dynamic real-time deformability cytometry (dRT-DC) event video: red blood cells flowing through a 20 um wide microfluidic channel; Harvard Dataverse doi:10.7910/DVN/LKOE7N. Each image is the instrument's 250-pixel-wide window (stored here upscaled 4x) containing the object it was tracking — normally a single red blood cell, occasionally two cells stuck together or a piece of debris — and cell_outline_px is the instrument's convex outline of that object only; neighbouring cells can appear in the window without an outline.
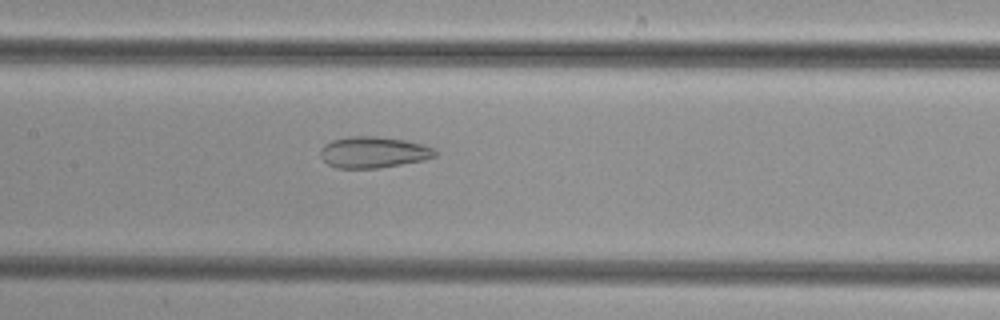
{"species": "common noctule bat (a hibernating species)", "species_latin": "Nyctalus noctula", "temperature_condition": "cold", "stored_images_in_passage": 34, "camera_frame_rate_fps": 3000, "um_per_image_px": 0.085, "animal": {"sex": "female", "body_mass_g": 29.2, "forearm_length_mm": 56.3}, "frame": {"image": 1, "passage_image": 17, "time_ms": 5.333, "image_size_px": [1000, 320], "cell_outline_px": [[436, 156], [424, 160], [380, 168], [336, 168], [328, 164], [320, 156], [320, 148], [324, 144], [332, 140], [348, 136], [380, 136], [404, 140], [436, 148]], "centroid_in_image_um": [31.72, 12.94], "position_along_channel_um": 175.7, "area_um2": 21.04}}
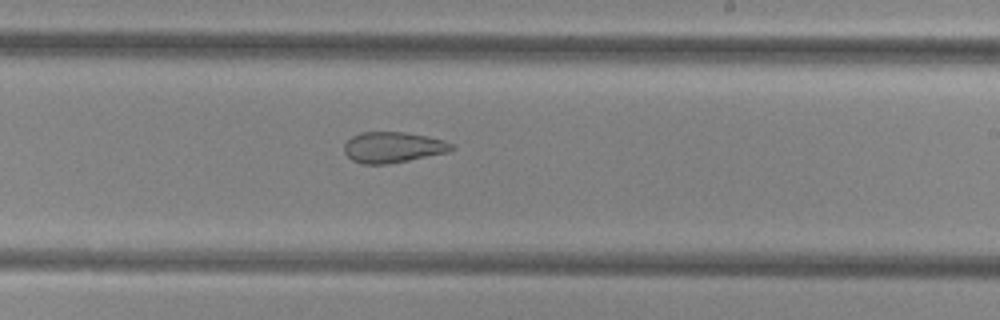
{"frame": {"image": 2, "passage_image": 23, "time_ms": 7.333, "image_size_px": [1000, 320], "cell_outline_px": [[456, 148], [448, 152], [388, 164], [364, 164], [352, 160], [344, 152], [344, 144], [352, 136], [360, 132], [404, 132], [428, 136], [444, 140], [452, 144]], "centroid_in_image_um": [33.4, 12.51], "position_along_channel_um": 255.6, "area_um2": 19.25}}
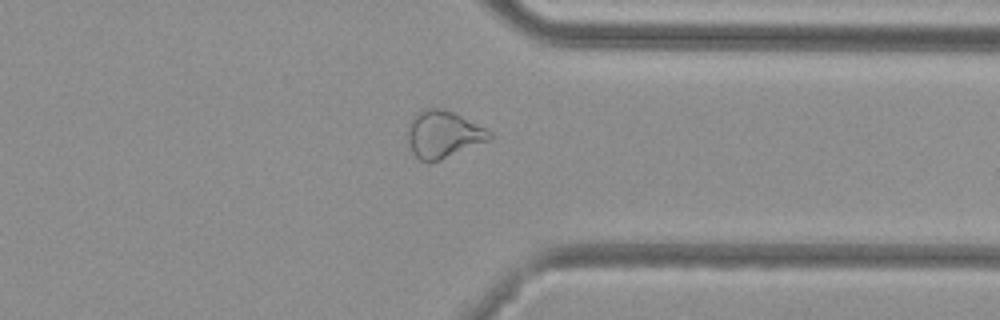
{"frame": {"image": 3, "passage_image": 32, "time_ms": 10.333, "image_size_px": [1000, 320], "cell_outline_px": [[492, 140], [440, 160], [428, 164], [420, 160], [412, 152], [408, 136], [408, 124], [420, 108], [444, 108], [492, 132]], "centroid_in_image_um": [37.67, 11.43], "position_along_channel_um": 373.7, "area_um2": 22.54}}